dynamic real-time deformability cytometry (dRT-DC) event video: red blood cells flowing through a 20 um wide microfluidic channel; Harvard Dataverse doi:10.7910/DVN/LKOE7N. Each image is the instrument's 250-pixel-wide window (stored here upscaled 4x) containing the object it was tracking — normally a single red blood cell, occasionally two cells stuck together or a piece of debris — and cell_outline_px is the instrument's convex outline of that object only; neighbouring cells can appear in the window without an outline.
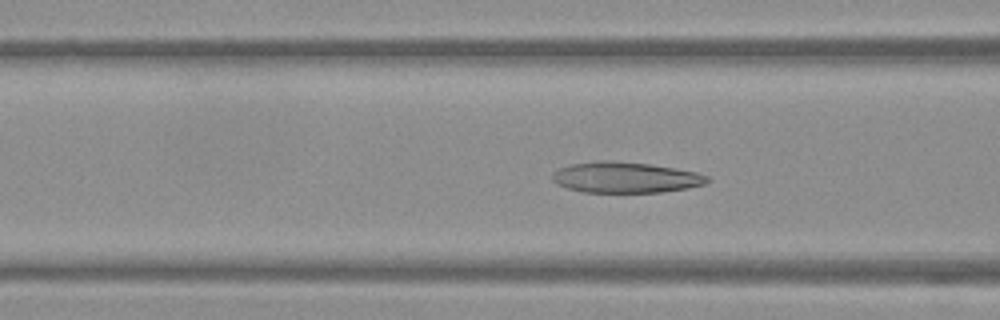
{"species": "Egyptian fruit bat (a non-hibernating species)", "species_latin": "Rousettus aegyptiacus", "temperature_condition": "warm", "stored_images_in_passage": 53, "camera_frame_rate_fps": 3000, "um_per_image_px": 0.085, "frame": {"image": 1, "passage_image": 21, "time_ms": 6.667, "image_size_px": [1000, 320], "cell_outline_px": [[712, 180], [704, 184], [688, 188], [660, 192], [584, 192], [568, 188], [556, 184], [552, 180], [552, 172], [560, 168], [572, 164], [596, 160], [612, 160], [648, 164], [676, 168], [696, 172], [708, 176]], "centroid_in_image_um": [53.16, 15.07], "position_along_channel_um": 113.4, "area_um2": 27.92}}
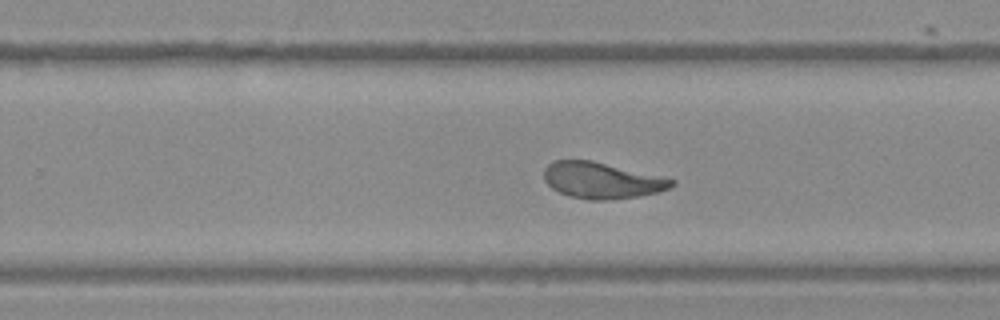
{"frame": {"image": 2, "passage_image": 34, "time_ms": 11.0, "image_size_px": [1000, 320], "cell_outline_px": [[676, 184], [668, 188], [656, 192], [640, 196], [604, 200], [588, 200], [568, 196], [552, 188], [544, 180], [544, 168], [552, 160], [592, 160], [676, 180]], "centroid_in_image_um": [51.11, 15.33], "position_along_channel_um": 278.7, "area_um2": 26.82}}
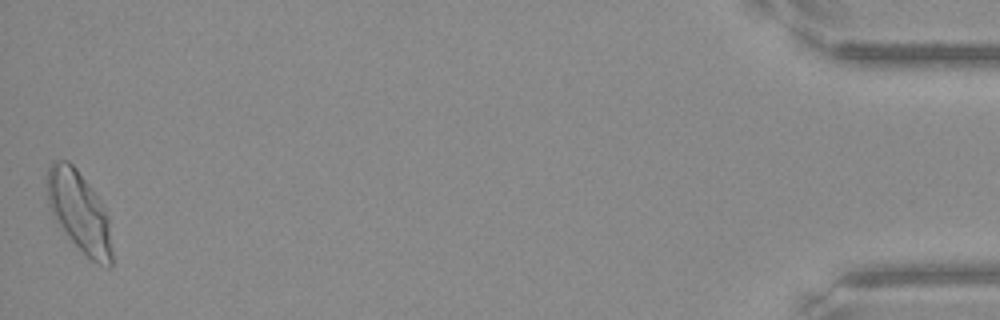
{"frame": {"image": 3, "passage_image": 53, "time_ms": 17.333, "image_size_px": [1000, 320], "cell_outline_px": [[112, 268], [108, 268], [92, 260], [68, 236], [52, 216], [48, 204], [44, 176], [48, 168], [56, 160], [68, 160], [76, 168], [100, 200], [108, 216], [112, 252]], "centroid_in_image_um": [6.7, 17.97], "position_along_channel_um": 428.5, "area_um2": 30.46}, "authors_computed_cell_mechanics": {"area_um2": 27.9174, "velocity_mm_per_s": 3.811, "shape_relaxation_time_tau1_ms": 4.7399, "shape_relaxation_time_tau2_ms": 1.4208, "deformation_change_tau1": 0.1785, "deformation_change_tau2": 0.0687}}